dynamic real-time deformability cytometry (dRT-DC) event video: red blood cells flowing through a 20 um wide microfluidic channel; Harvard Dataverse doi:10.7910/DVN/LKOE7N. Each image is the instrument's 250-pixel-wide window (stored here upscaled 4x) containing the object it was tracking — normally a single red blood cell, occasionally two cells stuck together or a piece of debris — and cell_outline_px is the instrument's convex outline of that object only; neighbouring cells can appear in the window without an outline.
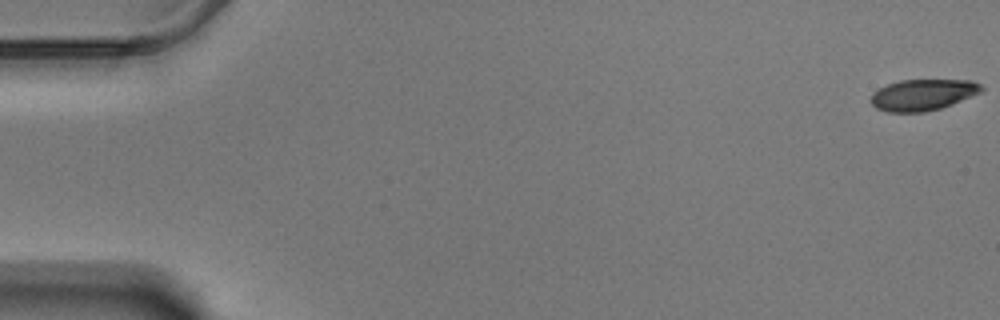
{"species": "Egyptian fruit bat (a non-hibernating species)", "species_latin": "Rousettus aegyptiacus", "temperature_condition": "warm", "stored_images_in_passage": 13, "camera_frame_rate_fps": 3000, "um_per_image_px": 0.085, "animal": {"sex": "male"}, "frame": {"image": 1, "passage_image": 1, "time_ms": 0.0, "image_size_px": [1000, 320], "cell_outline_px": [[984, 88], [980, 92], [952, 104], [940, 108], [924, 112], [888, 112], [876, 108], [868, 100], [872, 92], [888, 84], [900, 80], [972, 80], [980, 84]], "centroid_in_image_um": [78.4, 8.06], "position_along_channel_um": 6.6, "area_um2": 20.11}}